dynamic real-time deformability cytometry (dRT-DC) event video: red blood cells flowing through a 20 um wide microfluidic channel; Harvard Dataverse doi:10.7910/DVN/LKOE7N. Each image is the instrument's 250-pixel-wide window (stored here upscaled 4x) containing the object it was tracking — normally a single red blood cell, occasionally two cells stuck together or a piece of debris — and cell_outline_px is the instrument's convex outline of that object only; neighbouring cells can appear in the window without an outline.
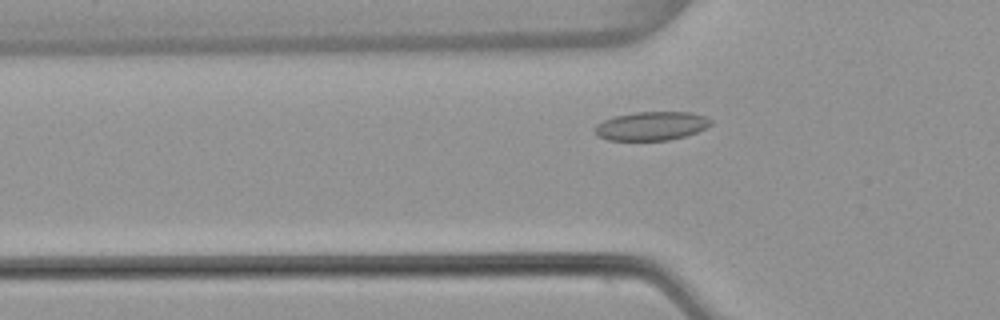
{"species": "common noctule bat (a hibernating species)", "species_latin": "Nyctalus noctula", "temperature_condition": "warm", "stored_images_in_passage": 48, "camera_frame_rate_fps": 3000, "um_per_image_px": 0.085, "animal": {"sex": "female", "body_mass_g": 22.7, "forearm_length_mm": 54.2}, "frame": {"image": 1, "passage_image": 12, "time_ms": 3.667, "image_size_px": [1000, 320], "cell_outline_px": [[712, 124], [696, 132], [684, 136], [668, 140], [608, 140], [596, 136], [592, 132], [592, 128], [596, 124], [612, 116], [636, 112], [692, 112], [704, 116], [712, 120]], "centroid_in_image_um": [55.3, 10.7], "position_along_channel_um": 70.5, "area_um2": 19.59}}
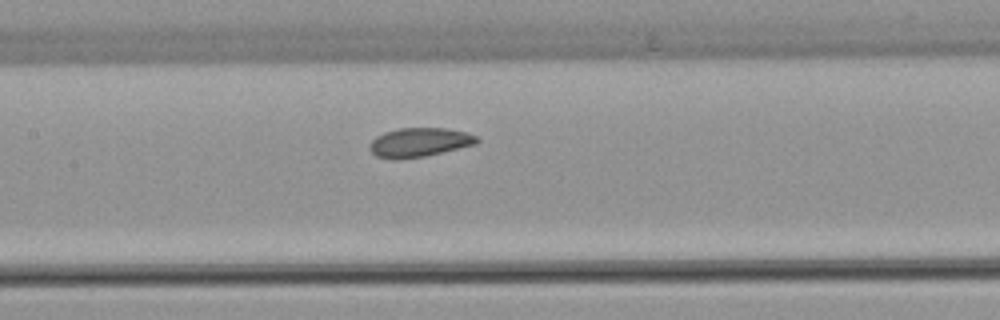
{"frame": {"image": 2, "passage_image": 20, "time_ms": 6.333, "image_size_px": [1000, 320], "cell_outline_px": [[480, 140], [476, 144], [424, 156], [400, 160], [392, 160], [376, 156], [368, 148], [368, 144], [376, 136], [384, 132], [400, 128], [444, 128], [468, 132], [476, 136]], "centroid_in_image_um": [35.61, 12.1], "position_along_channel_um": 171.8, "area_um2": 18.32}}
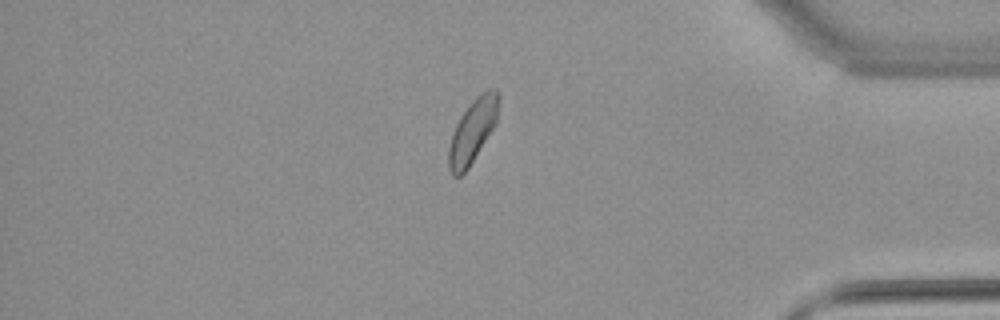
{"frame": {"image": 3, "passage_image": 40, "time_ms": 13.0, "image_size_px": [1000, 320], "cell_outline_px": [[496, 124], [468, 168], [460, 176], [452, 176], [448, 168], [448, 148], [452, 132], [460, 116], [468, 104], [480, 92], [496, 88]], "centroid_in_image_um": [40.1, 11.18], "position_along_channel_um": 395.1, "area_um2": 18.15}, "authors_computed_cell_mechanics": {"area_um2": 18.5827, "velocity_mm_per_s": 3.7981, "shape_relaxation_time_tau1_ms": 6.1816, "shape_relaxation_time_tau2_ms": 6.215, "deformation_change_tau1": 0.0789, "deformation_change_tau2": 0.0878}}